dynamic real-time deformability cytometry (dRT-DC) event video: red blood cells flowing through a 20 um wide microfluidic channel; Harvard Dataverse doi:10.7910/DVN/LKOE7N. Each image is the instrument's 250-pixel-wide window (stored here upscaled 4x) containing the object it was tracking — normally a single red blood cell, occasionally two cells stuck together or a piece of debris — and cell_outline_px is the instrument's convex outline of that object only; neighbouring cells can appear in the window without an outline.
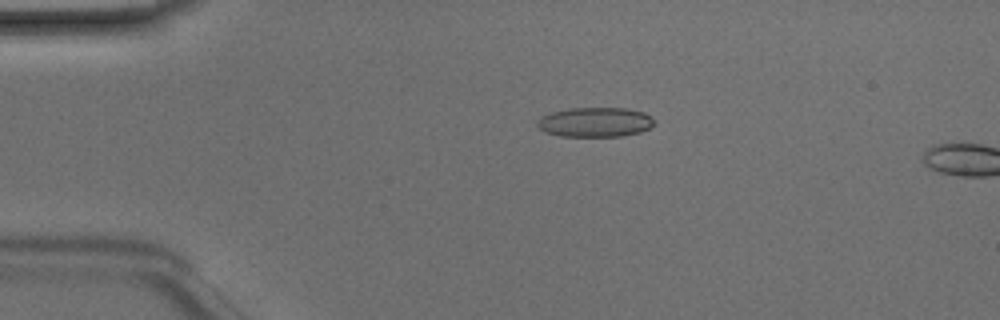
{"species": "Egyptian fruit bat (a non-hibernating species)", "species_latin": "Rousettus aegyptiacus", "temperature_condition": "room temperature", "stored_images_in_passage": 12, "camera_frame_rate_fps": 3000, "um_per_image_px": 0.085, "animal": {"sex": "male"}, "frame": {"image": 1, "passage_image": 10, "time_ms": 3.0, "image_size_px": [1000, 320], "cell_outline_px": [[656, 124], [640, 132], [624, 136], [560, 136], [544, 132], [536, 124], [536, 120], [552, 112], [568, 108], [628, 108], [644, 112], [652, 116], [656, 120]], "centroid_in_image_um": [50.63, 10.38], "position_along_channel_um": 34.4, "area_um2": 20.4}}